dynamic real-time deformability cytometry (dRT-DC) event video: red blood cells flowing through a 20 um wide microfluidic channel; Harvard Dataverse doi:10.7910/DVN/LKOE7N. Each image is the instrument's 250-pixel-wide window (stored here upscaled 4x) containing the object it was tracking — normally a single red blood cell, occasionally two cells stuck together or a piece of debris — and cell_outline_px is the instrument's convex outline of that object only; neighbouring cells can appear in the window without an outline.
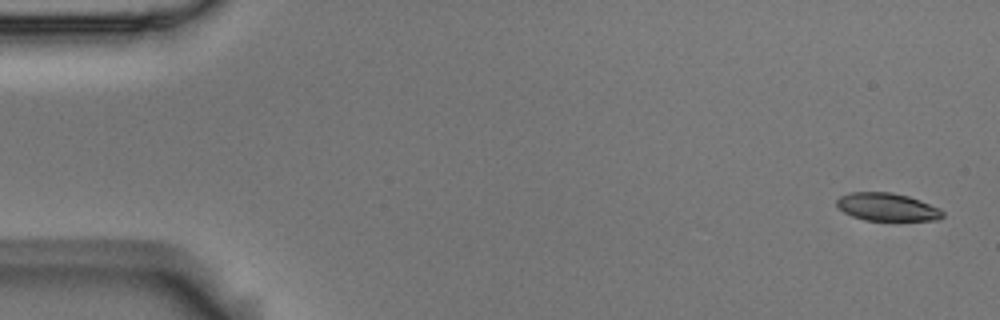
{"species": "Egyptian fruit bat (a non-hibernating species)", "species_latin": "Rousettus aegyptiacus", "temperature_condition": "room temperature", "stored_images_in_passage": 5, "camera_frame_rate_fps": 3000, "um_per_image_px": 0.085, "animal": {"sex": "male"}, "frame": {"image": 1, "passage_image": 1, "time_ms": 0.0, "image_size_px": [1000, 320], "cell_outline_px": [[944, 216], [940, 220], [864, 220], [852, 216], [844, 212], [836, 204], [836, 200], [840, 196], [852, 192], [892, 192], [908, 196], [920, 200], [940, 208], [944, 212]], "centroid_in_image_um": [75.43, 17.59], "position_along_channel_um": 9.6, "area_um2": 17.22}}
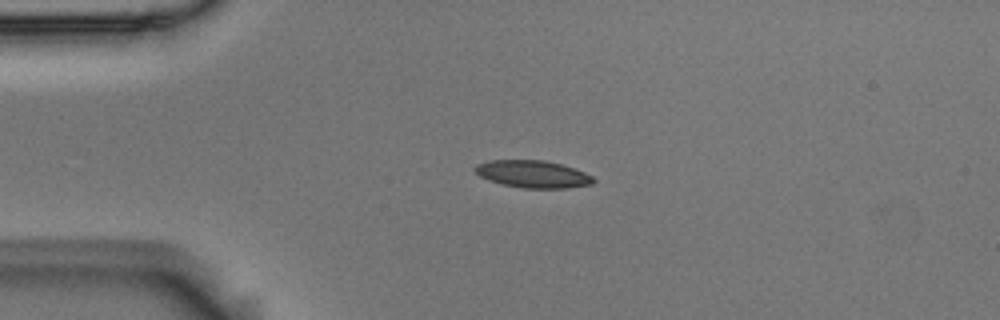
{"frame": {"image": 2, "passage_image": 4, "time_ms": 1.0, "image_size_px": [1000, 320], "cell_outline_px": [[596, 180], [592, 184], [568, 188], [524, 188], [504, 184], [488, 180], [480, 176], [472, 168], [476, 164], [488, 160], [544, 160], [560, 164], [584, 172], [592, 176]], "centroid_in_image_um": [45.27, 14.79], "position_along_channel_um": 39.7, "area_um2": 18.79}}